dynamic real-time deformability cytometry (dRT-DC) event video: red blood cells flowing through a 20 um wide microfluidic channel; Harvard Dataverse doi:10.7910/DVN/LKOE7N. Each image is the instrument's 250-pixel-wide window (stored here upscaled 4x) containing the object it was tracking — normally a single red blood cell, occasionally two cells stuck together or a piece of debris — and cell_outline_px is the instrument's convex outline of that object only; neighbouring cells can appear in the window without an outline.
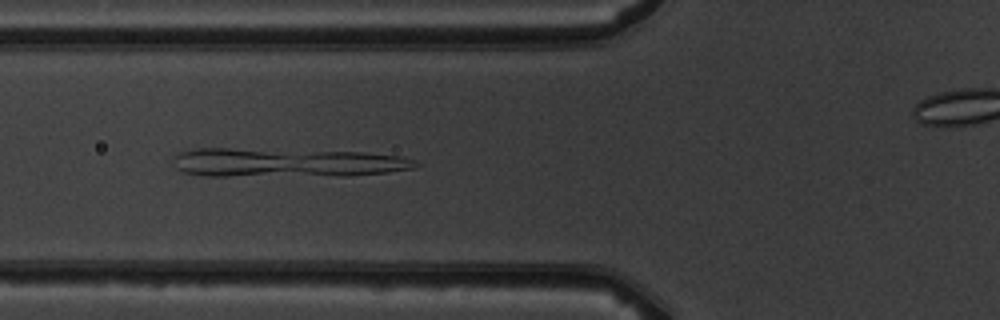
{"species": "common noctule bat (a hibernating species)", "species_latin": "Nyctalus noctula", "temperature_condition": "warm", "stored_images_in_passage": 8, "camera_frame_rate_fps": 3000, "um_per_image_px": 0.085, "animal": {"sex": "male", "body_mass_g": 19.5, "forearm_length_mm": 54.6}, "frame": {"image": 1, "passage_image": 6, "time_ms": 5.667, "image_size_px": [1000, 320], "cell_outline_px": [[424, 164], [412, 168], [388, 172], [348, 176], [204, 176], [180, 172], [176, 168], [172, 160], [172, 156], [180, 152], [196, 148], [228, 148], [364, 152], [400, 156], [416, 160]], "centroid_in_image_um": [24.33, 13.83], "position_along_channel_um": 101.5, "area_um2": 41.56}}